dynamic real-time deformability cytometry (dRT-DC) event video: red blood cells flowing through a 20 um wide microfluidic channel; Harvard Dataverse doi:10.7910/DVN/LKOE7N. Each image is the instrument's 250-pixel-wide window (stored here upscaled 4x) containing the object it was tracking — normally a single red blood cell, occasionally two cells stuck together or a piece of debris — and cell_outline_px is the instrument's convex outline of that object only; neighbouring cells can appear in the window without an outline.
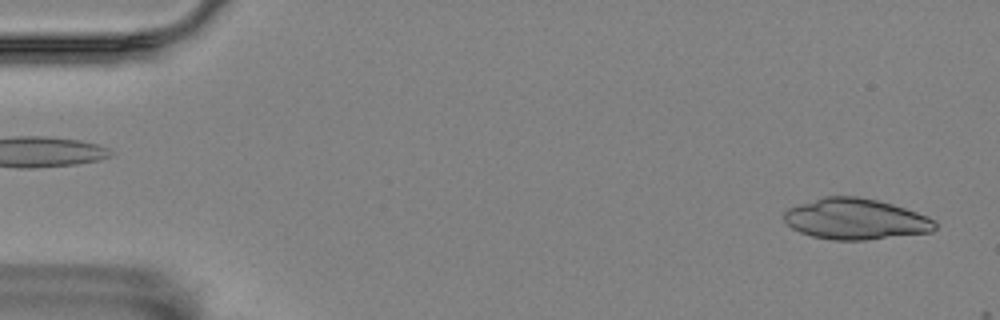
{"species": "Egyptian fruit bat (a non-hibernating species)", "species_latin": "Rousettus aegyptiacus", "temperature_condition": "room temperature", "stored_images_in_passage": 5, "camera_frame_rate_fps": 3000, "um_per_image_px": 0.085, "animal": {"sex": "female"}, "frame": {"image": 1, "passage_image": 1, "time_ms": 0.0, "image_size_px": [1000, 320], "cell_outline_px": [[936, 228], [932, 232], [864, 240], [832, 240], [812, 236], [800, 232], [792, 228], [784, 220], [784, 212], [788, 208], [824, 196], [856, 196], [876, 200], [892, 204], [928, 216], [936, 220]], "centroid_in_image_um": [72.74, 18.62], "position_along_channel_um": 12.3, "area_um2": 35.89}}